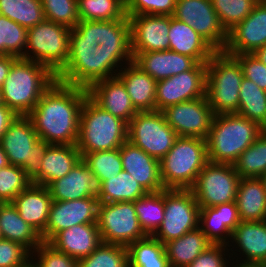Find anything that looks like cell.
<instances>
[{"label": "cell", "instance_id": "cell-20", "mask_svg": "<svg viewBox=\"0 0 266 267\" xmlns=\"http://www.w3.org/2000/svg\"><path fill=\"white\" fill-rule=\"evenodd\" d=\"M266 45V2L257 3L251 13L228 32L226 54H252Z\"/></svg>", "mask_w": 266, "mask_h": 267}, {"label": "cell", "instance_id": "cell-55", "mask_svg": "<svg viewBox=\"0 0 266 267\" xmlns=\"http://www.w3.org/2000/svg\"><path fill=\"white\" fill-rule=\"evenodd\" d=\"M252 54L256 59L266 65V45L256 49Z\"/></svg>", "mask_w": 266, "mask_h": 267}, {"label": "cell", "instance_id": "cell-24", "mask_svg": "<svg viewBox=\"0 0 266 267\" xmlns=\"http://www.w3.org/2000/svg\"><path fill=\"white\" fill-rule=\"evenodd\" d=\"M123 170L130 173L146 192L164 190L160 175V161L148 155L128 140L119 148Z\"/></svg>", "mask_w": 266, "mask_h": 267}, {"label": "cell", "instance_id": "cell-13", "mask_svg": "<svg viewBox=\"0 0 266 267\" xmlns=\"http://www.w3.org/2000/svg\"><path fill=\"white\" fill-rule=\"evenodd\" d=\"M241 177L233 164L208 161L190 188L200 208L235 201Z\"/></svg>", "mask_w": 266, "mask_h": 267}, {"label": "cell", "instance_id": "cell-57", "mask_svg": "<svg viewBox=\"0 0 266 267\" xmlns=\"http://www.w3.org/2000/svg\"><path fill=\"white\" fill-rule=\"evenodd\" d=\"M8 165H9V162H8L7 155L4 152V150L0 144V169L5 167V166H8Z\"/></svg>", "mask_w": 266, "mask_h": 267}, {"label": "cell", "instance_id": "cell-50", "mask_svg": "<svg viewBox=\"0 0 266 267\" xmlns=\"http://www.w3.org/2000/svg\"><path fill=\"white\" fill-rule=\"evenodd\" d=\"M228 247L229 246L227 245L211 244L187 267H229V264L231 263L229 262L230 255L232 258V255L237 256L238 253L235 254L234 248L232 250V248L228 249ZM229 251H233L234 254H228ZM226 254H228L229 256ZM228 257L229 259H226Z\"/></svg>", "mask_w": 266, "mask_h": 267}, {"label": "cell", "instance_id": "cell-15", "mask_svg": "<svg viewBox=\"0 0 266 267\" xmlns=\"http://www.w3.org/2000/svg\"><path fill=\"white\" fill-rule=\"evenodd\" d=\"M172 16L192 27L216 51L225 49L228 33L222 27L211 0H177Z\"/></svg>", "mask_w": 266, "mask_h": 267}, {"label": "cell", "instance_id": "cell-52", "mask_svg": "<svg viewBox=\"0 0 266 267\" xmlns=\"http://www.w3.org/2000/svg\"><path fill=\"white\" fill-rule=\"evenodd\" d=\"M234 57L242 67L243 76L266 91V65L256 59L253 54H240Z\"/></svg>", "mask_w": 266, "mask_h": 267}, {"label": "cell", "instance_id": "cell-62", "mask_svg": "<svg viewBox=\"0 0 266 267\" xmlns=\"http://www.w3.org/2000/svg\"><path fill=\"white\" fill-rule=\"evenodd\" d=\"M0 104H3V101H2V93H1V88H0Z\"/></svg>", "mask_w": 266, "mask_h": 267}, {"label": "cell", "instance_id": "cell-48", "mask_svg": "<svg viewBox=\"0 0 266 267\" xmlns=\"http://www.w3.org/2000/svg\"><path fill=\"white\" fill-rule=\"evenodd\" d=\"M31 259L38 267H78V260L62 253L49 242L44 241L31 253Z\"/></svg>", "mask_w": 266, "mask_h": 267}, {"label": "cell", "instance_id": "cell-34", "mask_svg": "<svg viewBox=\"0 0 266 267\" xmlns=\"http://www.w3.org/2000/svg\"><path fill=\"white\" fill-rule=\"evenodd\" d=\"M210 245L199 227L164 244L170 267H187Z\"/></svg>", "mask_w": 266, "mask_h": 267}, {"label": "cell", "instance_id": "cell-36", "mask_svg": "<svg viewBox=\"0 0 266 267\" xmlns=\"http://www.w3.org/2000/svg\"><path fill=\"white\" fill-rule=\"evenodd\" d=\"M129 267H170L164 244L146 236L127 247Z\"/></svg>", "mask_w": 266, "mask_h": 267}, {"label": "cell", "instance_id": "cell-1", "mask_svg": "<svg viewBox=\"0 0 266 267\" xmlns=\"http://www.w3.org/2000/svg\"><path fill=\"white\" fill-rule=\"evenodd\" d=\"M88 90L55 81L27 115L40 140L49 144L76 145L80 113Z\"/></svg>", "mask_w": 266, "mask_h": 267}, {"label": "cell", "instance_id": "cell-18", "mask_svg": "<svg viewBox=\"0 0 266 267\" xmlns=\"http://www.w3.org/2000/svg\"><path fill=\"white\" fill-rule=\"evenodd\" d=\"M99 200L87 197L70 201H53L46 225V242L74 225L97 223Z\"/></svg>", "mask_w": 266, "mask_h": 267}, {"label": "cell", "instance_id": "cell-16", "mask_svg": "<svg viewBox=\"0 0 266 267\" xmlns=\"http://www.w3.org/2000/svg\"><path fill=\"white\" fill-rule=\"evenodd\" d=\"M207 63H197L191 70L157 81L156 110L206 96Z\"/></svg>", "mask_w": 266, "mask_h": 267}, {"label": "cell", "instance_id": "cell-25", "mask_svg": "<svg viewBox=\"0 0 266 267\" xmlns=\"http://www.w3.org/2000/svg\"><path fill=\"white\" fill-rule=\"evenodd\" d=\"M52 202L48 187L35 184H31L12 201L21 218L41 235L44 242Z\"/></svg>", "mask_w": 266, "mask_h": 267}, {"label": "cell", "instance_id": "cell-53", "mask_svg": "<svg viewBox=\"0 0 266 267\" xmlns=\"http://www.w3.org/2000/svg\"><path fill=\"white\" fill-rule=\"evenodd\" d=\"M17 116L18 115L4 103L0 104V140L9 125L16 119Z\"/></svg>", "mask_w": 266, "mask_h": 267}, {"label": "cell", "instance_id": "cell-22", "mask_svg": "<svg viewBox=\"0 0 266 267\" xmlns=\"http://www.w3.org/2000/svg\"><path fill=\"white\" fill-rule=\"evenodd\" d=\"M240 222L235 201L199 210V228L211 244L232 246V232Z\"/></svg>", "mask_w": 266, "mask_h": 267}, {"label": "cell", "instance_id": "cell-44", "mask_svg": "<svg viewBox=\"0 0 266 267\" xmlns=\"http://www.w3.org/2000/svg\"><path fill=\"white\" fill-rule=\"evenodd\" d=\"M78 267H129L127 248L102 242L89 256L78 260Z\"/></svg>", "mask_w": 266, "mask_h": 267}, {"label": "cell", "instance_id": "cell-31", "mask_svg": "<svg viewBox=\"0 0 266 267\" xmlns=\"http://www.w3.org/2000/svg\"><path fill=\"white\" fill-rule=\"evenodd\" d=\"M231 242L240 252V261L264 262L266 260V220L241 221L232 232ZM242 253V254H241Z\"/></svg>", "mask_w": 266, "mask_h": 267}, {"label": "cell", "instance_id": "cell-7", "mask_svg": "<svg viewBox=\"0 0 266 267\" xmlns=\"http://www.w3.org/2000/svg\"><path fill=\"white\" fill-rule=\"evenodd\" d=\"M243 70L239 61L216 51L207 62L206 97L214 115L237 113Z\"/></svg>", "mask_w": 266, "mask_h": 267}, {"label": "cell", "instance_id": "cell-12", "mask_svg": "<svg viewBox=\"0 0 266 267\" xmlns=\"http://www.w3.org/2000/svg\"><path fill=\"white\" fill-rule=\"evenodd\" d=\"M70 39H89L100 50L113 52L125 65L133 62L131 26L127 16L115 21H79L71 28Z\"/></svg>", "mask_w": 266, "mask_h": 267}, {"label": "cell", "instance_id": "cell-23", "mask_svg": "<svg viewBox=\"0 0 266 267\" xmlns=\"http://www.w3.org/2000/svg\"><path fill=\"white\" fill-rule=\"evenodd\" d=\"M88 96L102 109L127 124L138 112L130 99L127 89L118 76L99 80L88 89Z\"/></svg>", "mask_w": 266, "mask_h": 267}, {"label": "cell", "instance_id": "cell-26", "mask_svg": "<svg viewBox=\"0 0 266 267\" xmlns=\"http://www.w3.org/2000/svg\"><path fill=\"white\" fill-rule=\"evenodd\" d=\"M133 63L156 81L191 70L198 62L172 50L139 53Z\"/></svg>", "mask_w": 266, "mask_h": 267}, {"label": "cell", "instance_id": "cell-30", "mask_svg": "<svg viewBox=\"0 0 266 267\" xmlns=\"http://www.w3.org/2000/svg\"><path fill=\"white\" fill-rule=\"evenodd\" d=\"M169 50L194 58L198 63H207L216 50L185 22L170 16Z\"/></svg>", "mask_w": 266, "mask_h": 267}, {"label": "cell", "instance_id": "cell-39", "mask_svg": "<svg viewBox=\"0 0 266 267\" xmlns=\"http://www.w3.org/2000/svg\"><path fill=\"white\" fill-rule=\"evenodd\" d=\"M241 178H260L266 172V130L233 163Z\"/></svg>", "mask_w": 266, "mask_h": 267}, {"label": "cell", "instance_id": "cell-28", "mask_svg": "<svg viewBox=\"0 0 266 267\" xmlns=\"http://www.w3.org/2000/svg\"><path fill=\"white\" fill-rule=\"evenodd\" d=\"M80 159L81 154L76 145L50 144L41 157L40 173L31 182L48 187L69 173Z\"/></svg>", "mask_w": 266, "mask_h": 267}, {"label": "cell", "instance_id": "cell-38", "mask_svg": "<svg viewBox=\"0 0 266 267\" xmlns=\"http://www.w3.org/2000/svg\"><path fill=\"white\" fill-rule=\"evenodd\" d=\"M134 207L142 230L152 236L164 219V190L147 192L134 201Z\"/></svg>", "mask_w": 266, "mask_h": 267}, {"label": "cell", "instance_id": "cell-37", "mask_svg": "<svg viewBox=\"0 0 266 267\" xmlns=\"http://www.w3.org/2000/svg\"><path fill=\"white\" fill-rule=\"evenodd\" d=\"M266 129V91L243 77L240 85L237 113Z\"/></svg>", "mask_w": 266, "mask_h": 267}, {"label": "cell", "instance_id": "cell-54", "mask_svg": "<svg viewBox=\"0 0 266 267\" xmlns=\"http://www.w3.org/2000/svg\"><path fill=\"white\" fill-rule=\"evenodd\" d=\"M17 57L11 55H0V88L3 86L4 81L9 75L12 63Z\"/></svg>", "mask_w": 266, "mask_h": 267}, {"label": "cell", "instance_id": "cell-41", "mask_svg": "<svg viewBox=\"0 0 266 267\" xmlns=\"http://www.w3.org/2000/svg\"><path fill=\"white\" fill-rule=\"evenodd\" d=\"M81 159L97 177L99 185L123 170L120 149L96 152H80Z\"/></svg>", "mask_w": 266, "mask_h": 267}, {"label": "cell", "instance_id": "cell-2", "mask_svg": "<svg viewBox=\"0 0 266 267\" xmlns=\"http://www.w3.org/2000/svg\"><path fill=\"white\" fill-rule=\"evenodd\" d=\"M121 61L89 39H70L68 60L56 78L61 83L88 89L99 80L117 76L123 66Z\"/></svg>", "mask_w": 266, "mask_h": 267}, {"label": "cell", "instance_id": "cell-61", "mask_svg": "<svg viewBox=\"0 0 266 267\" xmlns=\"http://www.w3.org/2000/svg\"><path fill=\"white\" fill-rule=\"evenodd\" d=\"M252 1H254L256 4H257V3H263V2H266V0H252Z\"/></svg>", "mask_w": 266, "mask_h": 267}, {"label": "cell", "instance_id": "cell-56", "mask_svg": "<svg viewBox=\"0 0 266 267\" xmlns=\"http://www.w3.org/2000/svg\"><path fill=\"white\" fill-rule=\"evenodd\" d=\"M241 262L240 263L238 262L237 264H235L233 260V263L230 264L232 266L230 267H265L263 262H246V261H241Z\"/></svg>", "mask_w": 266, "mask_h": 267}, {"label": "cell", "instance_id": "cell-35", "mask_svg": "<svg viewBox=\"0 0 266 267\" xmlns=\"http://www.w3.org/2000/svg\"><path fill=\"white\" fill-rule=\"evenodd\" d=\"M146 193L130 173L122 170L99 185L98 200L100 203L134 202Z\"/></svg>", "mask_w": 266, "mask_h": 267}, {"label": "cell", "instance_id": "cell-17", "mask_svg": "<svg viewBox=\"0 0 266 267\" xmlns=\"http://www.w3.org/2000/svg\"><path fill=\"white\" fill-rule=\"evenodd\" d=\"M162 113L166 123L173 128L178 137L202 139L208 136L214 117L206 96L168 106Z\"/></svg>", "mask_w": 266, "mask_h": 267}, {"label": "cell", "instance_id": "cell-33", "mask_svg": "<svg viewBox=\"0 0 266 267\" xmlns=\"http://www.w3.org/2000/svg\"><path fill=\"white\" fill-rule=\"evenodd\" d=\"M2 238L25 246L31 253L43 241L41 235L19 215L12 202L0 203Z\"/></svg>", "mask_w": 266, "mask_h": 267}, {"label": "cell", "instance_id": "cell-5", "mask_svg": "<svg viewBox=\"0 0 266 267\" xmlns=\"http://www.w3.org/2000/svg\"><path fill=\"white\" fill-rule=\"evenodd\" d=\"M128 124L98 106L89 96L80 113L77 148L96 152L120 148L127 141Z\"/></svg>", "mask_w": 266, "mask_h": 267}, {"label": "cell", "instance_id": "cell-27", "mask_svg": "<svg viewBox=\"0 0 266 267\" xmlns=\"http://www.w3.org/2000/svg\"><path fill=\"white\" fill-rule=\"evenodd\" d=\"M49 243L62 253L79 260L89 256L102 243V239L97 223H88L59 232Z\"/></svg>", "mask_w": 266, "mask_h": 267}, {"label": "cell", "instance_id": "cell-47", "mask_svg": "<svg viewBox=\"0 0 266 267\" xmlns=\"http://www.w3.org/2000/svg\"><path fill=\"white\" fill-rule=\"evenodd\" d=\"M45 18L74 28L80 21L77 0H41Z\"/></svg>", "mask_w": 266, "mask_h": 267}, {"label": "cell", "instance_id": "cell-8", "mask_svg": "<svg viewBox=\"0 0 266 267\" xmlns=\"http://www.w3.org/2000/svg\"><path fill=\"white\" fill-rule=\"evenodd\" d=\"M0 144L10 165L21 167L32 181L41 170V157L47 142L39 136L28 116H17L3 134Z\"/></svg>", "mask_w": 266, "mask_h": 267}, {"label": "cell", "instance_id": "cell-59", "mask_svg": "<svg viewBox=\"0 0 266 267\" xmlns=\"http://www.w3.org/2000/svg\"><path fill=\"white\" fill-rule=\"evenodd\" d=\"M260 179L262 180L264 187H265V192H266V172L260 177Z\"/></svg>", "mask_w": 266, "mask_h": 267}, {"label": "cell", "instance_id": "cell-10", "mask_svg": "<svg viewBox=\"0 0 266 267\" xmlns=\"http://www.w3.org/2000/svg\"><path fill=\"white\" fill-rule=\"evenodd\" d=\"M199 210L190 189H164V219L152 236L165 244L197 229Z\"/></svg>", "mask_w": 266, "mask_h": 267}, {"label": "cell", "instance_id": "cell-32", "mask_svg": "<svg viewBox=\"0 0 266 267\" xmlns=\"http://www.w3.org/2000/svg\"><path fill=\"white\" fill-rule=\"evenodd\" d=\"M235 202L241 221L266 220V192L260 178H241Z\"/></svg>", "mask_w": 266, "mask_h": 267}, {"label": "cell", "instance_id": "cell-3", "mask_svg": "<svg viewBox=\"0 0 266 267\" xmlns=\"http://www.w3.org/2000/svg\"><path fill=\"white\" fill-rule=\"evenodd\" d=\"M56 80V75L48 67L17 58L1 87L2 101L18 116H27Z\"/></svg>", "mask_w": 266, "mask_h": 267}, {"label": "cell", "instance_id": "cell-9", "mask_svg": "<svg viewBox=\"0 0 266 267\" xmlns=\"http://www.w3.org/2000/svg\"><path fill=\"white\" fill-rule=\"evenodd\" d=\"M70 33L71 28L47 19L30 27L24 59L42 64L56 75L68 60Z\"/></svg>", "mask_w": 266, "mask_h": 267}, {"label": "cell", "instance_id": "cell-19", "mask_svg": "<svg viewBox=\"0 0 266 267\" xmlns=\"http://www.w3.org/2000/svg\"><path fill=\"white\" fill-rule=\"evenodd\" d=\"M128 19L133 58L139 53L169 50V15L142 14Z\"/></svg>", "mask_w": 266, "mask_h": 267}, {"label": "cell", "instance_id": "cell-60", "mask_svg": "<svg viewBox=\"0 0 266 267\" xmlns=\"http://www.w3.org/2000/svg\"><path fill=\"white\" fill-rule=\"evenodd\" d=\"M125 8L129 4L130 0H118Z\"/></svg>", "mask_w": 266, "mask_h": 267}, {"label": "cell", "instance_id": "cell-58", "mask_svg": "<svg viewBox=\"0 0 266 267\" xmlns=\"http://www.w3.org/2000/svg\"><path fill=\"white\" fill-rule=\"evenodd\" d=\"M20 267H38L32 259H30L26 264L20 266Z\"/></svg>", "mask_w": 266, "mask_h": 267}, {"label": "cell", "instance_id": "cell-11", "mask_svg": "<svg viewBox=\"0 0 266 267\" xmlns=\"http://www.w3.org/2000/svg\"><path fill=\"white\" fill-rule=\"evenodd\" d=\"M177 138L162 111L137 112L128 123L127 140L159 161L173 147Z\"/></svg>", "mask_w": 266, "mask_h": 267}, {"label": "cell", "instance_id": "cell-29", "mask_svg": "<svg viewBox=\"0 0 266 267\" xmlns=\"http://www.w3.org/2000/svg\"><path fill=\"white\" fill-rule=\"evenodd\" d=\"M117 76L125 85L131 102L138 112L156 111L157 81L155 79L133 62L123 66Z\"/></svg>", "mask_w": 266, "mask_h": 267}, {"label": "cell", "instance_id": "cell-46", "mask_svg": "<svg viewBox=\"0 0 266 267\" xmlns=\"http://www.w3.org/2000/svg\"><path fill=\"white\" fill-rule=\"evenodd\" d=\"M32 184L25 171L8 165L0 169V202H12L14 198Z\"/></svg>", "mask_w": 266, "mask_h": 267}, {"label": "cell", "instance_id": "cell-6", "mask_svg": "<svg viewBox=\"0 0 266 267\" xmlns=\"http://www.w3.org/2000/svg\"><path fill=\"white\" fill-rule=\"evenodd\" d=\"M208 162L206 139L178 137L160 160V175L165 189H190Z\"/></svg>", "mask_w": 266, "mask_h": 267}, {"label": "cell", "instance_id": "cell-51", "mask_svg": "<svg viewBox=\"0 0 266 267\" xmlns=\"http://www.w3.org/2000/svg\"><path fill=\"white\" fill-rule=\"evenodd\" d=\"M31 259V252L23 245L1 238L0 267H20Z\"/></svg>", "mask_w": 266, "mask_h": 267}, {"label": "cell", "instance_id": "cell-43", "mask_svg": "<svg viewBox=\"0 0 266 267\" xmlns=\"http://www.w3.org/2000/svg\"><path fill=\"white\" fill-rule=\"evenodd\" d=\"M28 29L0 14V55L24 58Z\"/></svg>", "mask_w": 266, "mask_h": 267}, {"label": "cell", "instance_id": "cell-4", "mask_svg": "<svg viewBox=\"0 0 266 267\" xmlns=\"http://www.w3.org/2000/svg\"><path fill=\"white\" fill-rule=\"evenodd\" d=\"M264 131L236 113L214 115L206 137L208 161L233 164Z\"/></svg>", "mask_w": 266, "mask_h": 267}, {"label": "cell", "instance_id": "cell-42", "mask_svg": "<svg viewBox=\"0 0 266 267\" xmlns=\"http://www.w3.org/2000/svg\"><path fill=\"white\" fill-rule=\"evenodd\" d=\"M80 21H115L126 16L118 0H77Z\"/></svg>", "mask_w": 266, "mask_h": 267}, {"label": "cell", "instance_id": "cell-21", "mask_svg": "<svg viewBox=\"0 0 266 267\" xmlns=\"http://www.w3.org/2000/svg\"><path fill=\"white\" fill-rule=\"evenodd\" d=\"M48 189L53 201L98 198L99 183L87 164L80 159L69 173L53 181Z\"/></svg>", "mask_w": 266, "mask_h": 267}, {"label": "cell", "instance_id": "cell-14", "mask_svg": "<svg viewBox=\"0 0 266 267\" xmlns=\"http://www.w3.org/2000/svg\"><path fill=\"white\" fill-rule=\"evenodd\" d=\"M98 229L103 243L128 246L148 236L141 228L134 202L100 203Z\"/></svg>", "mask_w": 266, "mask_h": 267}, {"label": "cell", "instance_id": "cell-49", "mask_svg": "<svg viewBox=\"0 0 266 267\" xmlns=\"http://www.w3.org/2000/svg\"><path fill=\"white\" fill-rule=\"evenodd\" d=\"M177 0H130L126 7V16L169 15L172 16Z\"/></svg>", "mask_w": 266, "mask_h": 267}, {"label": "cell", "instance_id": "cell-45", "mask_svg": "<svg viewBox=\"0 0 266 267\" xmlns=\"http://www.w3.org/2000/svg\"><path fill=\"white\" fill-rule=\"evenodd\" d=\"M211 3L227 33L243 21L256 4L252 0H211Z\"/></svg>", "mask_w": 266, "mask_h": 267}, {"label": "cell", "instance_id": "cell-40", "mask_svg": "<svg viewBox=\"0 0 266 267\" xmlns=\"http://www.w3.org/2000/svg\"><path fill=\"white\" fill-rule=\"evenodd\" d=\"M0 14L27 29L46 19L41 0H0Z\"/></svg>", "mask_w": 266, "mask_h": 267}]
</instances>
